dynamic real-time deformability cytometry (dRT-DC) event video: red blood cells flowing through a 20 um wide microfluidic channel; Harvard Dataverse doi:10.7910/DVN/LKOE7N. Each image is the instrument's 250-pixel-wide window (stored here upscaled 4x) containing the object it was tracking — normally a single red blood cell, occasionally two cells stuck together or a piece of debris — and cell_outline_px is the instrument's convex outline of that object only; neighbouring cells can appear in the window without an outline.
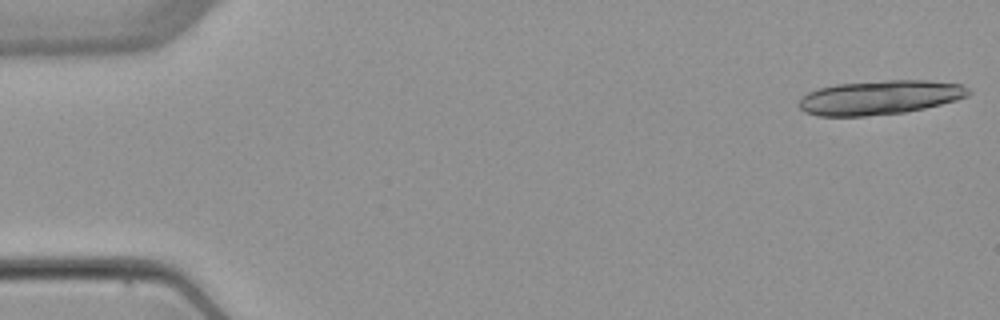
{"species": "common noctule bat (a hibernating species)", "species_latin": "Nyctalus noctula", "temperature_condition": "warm", "stored_images_in_passage": 5, "camera_frame_rate_fps": 3000, "um_per_image_px": 0.085, "animal": {"sex": "female", "body_mass_g": 22.7, "forearm_length_mm": 54.2}, "frame": {"image": 1, "passage_image": 1, "time_ms": 0.0, "image_size_px": [1000, 320], "cell_outline_px": [[972, 92], [968, 96], [956, 100], [924, 108], [904, 112], [864, 116], [816, 116], [804, 112], [796, 104], [800, 96], [816, 88], [836, 84], [884, 80], [928, 80], [960, 84], [968, 88]], "centroid_in_image_um": [74.72, 8.28], "position_along_channel_um": 10.3, "area_um2": 34.1}}